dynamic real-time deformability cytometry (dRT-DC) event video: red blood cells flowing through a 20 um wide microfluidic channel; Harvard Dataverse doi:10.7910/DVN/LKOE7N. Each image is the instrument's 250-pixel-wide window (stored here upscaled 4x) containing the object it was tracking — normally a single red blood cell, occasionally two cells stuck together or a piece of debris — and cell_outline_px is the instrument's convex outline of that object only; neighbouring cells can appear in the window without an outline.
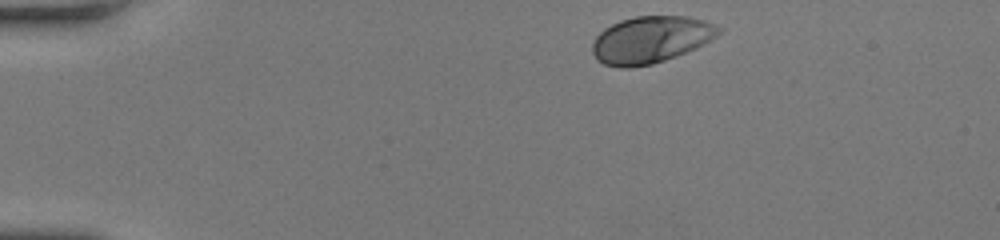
{"species": "human", "species_latin": "Homo sapiens", "temperature_condition": "room temperature", "stored_images_in_passage": 38, "camera_frame_rate_fps": 3000, "um_per_image_px": 0.085, "donor": {"sex": "female"}, "frame": {"image": 1, "passage_image": 1, "time_ms": 0.0, "image_size_px": [1000, 240], "cell_outline_px": [[724, 28], [716, 36], [704, 44], [696, 48], [676, 56], [652, 64], [628, 68], [624, 68], [604, 64], [596, 60], [592, 52], [592, 44], [596, 36], [604, 28], [620, 20], [636, 16], [688, 16], [704, 20]], "centroid_in_image_um": [55.31, 3.36], "position_along_channel_um": 29.7, "area_um2": 34.62}}
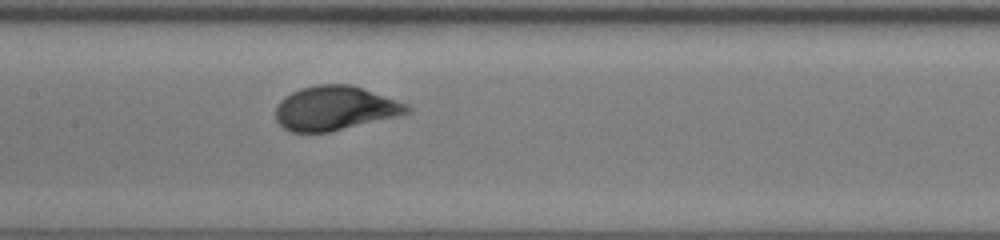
{"frame": {"image": 2, "passage_image": 16, "time_ms": 5.0, "image_size_px": [1000, 240], "cell_outline_px": [[412, 108], [408, 112], [328, 132], [292, 132], [284, 128], [276, 120], [276, 104], [284, 96], [300, 88], [316, 84], [352, 84], [408, 104]], "centroid_in_image_um": [28.4, 9.17], "position_along_channel_um": 179.0, "area_um2": 33.41}}
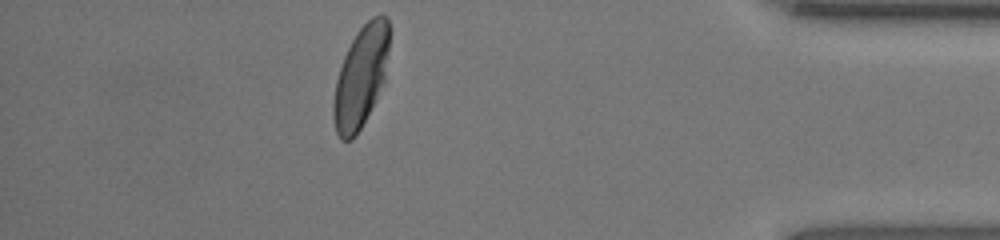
{"frame": {"image": 3, "passage_image": 33, "time_ms": 10.667, "image_size_px": [1000, 240], "cell_outline_px": [[392, 28], [384, 80], [356, 136], [352, 140], [340, 140], [336, 132], [332, 116], [332, 108], [336, 80], [344, 56], [356, 32], [372, 16], [380, 12], [388, 16]], "centroid_in_image_um": [30.69, 6.44], "position_along_channel_um": 404.5, "area_um2": 33.12}}